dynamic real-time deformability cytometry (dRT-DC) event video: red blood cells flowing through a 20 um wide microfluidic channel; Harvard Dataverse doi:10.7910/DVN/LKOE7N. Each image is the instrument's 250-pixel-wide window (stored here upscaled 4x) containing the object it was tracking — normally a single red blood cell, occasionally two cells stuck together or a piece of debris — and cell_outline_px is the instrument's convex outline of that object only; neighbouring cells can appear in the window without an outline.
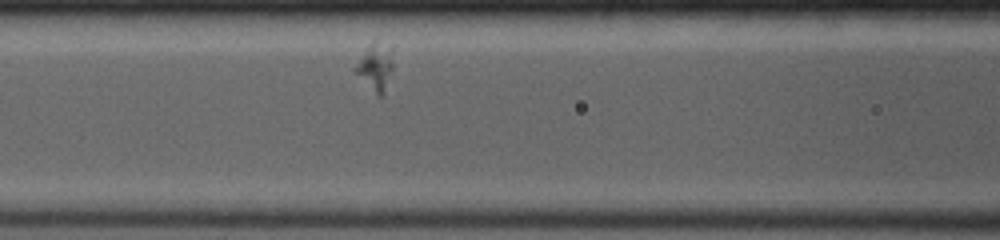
{"species": "common noctule bat (a hibernating species)", "species_latin": "Nyctalus noctula", "temperature_condition": "room temperature", "stored_images_in_passage": 20, "camera_frame_rate_fps": 4000, "um_per_image_px": 0.085, "animal": {"sex": "female", "body_mass_g": 19.0, "forearm_length_mm": 53.3}, "frame": {"image": 1, "passage_image": 4, "time_ms": 1.75, "image_size_px": [1000, 240], "cell_outline_px": [[392, 68], [384, 96], [376, 96], [356, 72], [356, 68], [368, 44], [372, 40], [376, 40], [392, 48]], "centroid_in_image_um": [31.96, 5.69], "position_along_channel_um": 134.6, "area_um2": 10.12}}
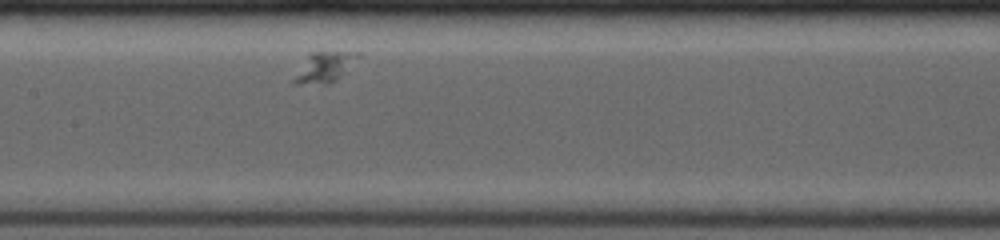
{"frame": {"image": 2, "passage_image": 6, "time_ms": 3.0, "image_size_px": [1000, 240], "cell_outline_px": [[360, 56], [332, 80], [296, 84], [292, 84], [292, 80], [308, 56], [312, 52], [360, 52]], "centroid_in_image_um": [27.54, 5.65], "position_along_channel_um": 179.9, "area_um2": 10.06}}